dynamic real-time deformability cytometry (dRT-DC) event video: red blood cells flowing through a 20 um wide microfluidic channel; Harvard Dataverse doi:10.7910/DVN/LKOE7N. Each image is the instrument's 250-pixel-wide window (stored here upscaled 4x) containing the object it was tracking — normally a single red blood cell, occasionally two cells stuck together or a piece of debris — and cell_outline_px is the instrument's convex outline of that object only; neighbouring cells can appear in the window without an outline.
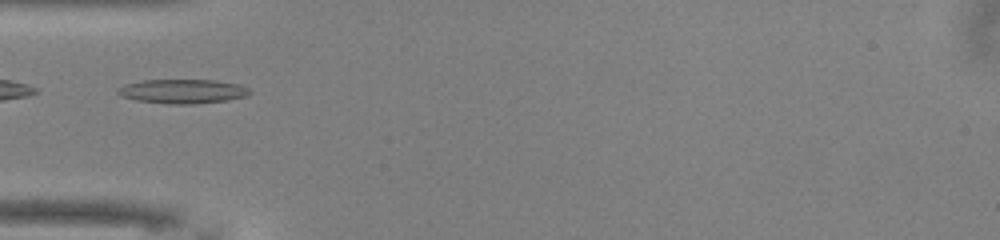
{"species": "common noctule bat (a hibernating species)", "species_latin": "Nyctalus noctula", "temperature_condition": "warm", "stored_images_in_passage": 21, "camera_frame_rate_fps": 3000, "um_per_image_px": 0.085, "animal": {"sex": "male", "body_mass_g": 13.0, "forearm_length_mm": 53.1}, "frame": {"image": 1, "passage_image": 1, "time_ms": 0.0, "image_size_px": [1000, 240], "cell_outline_px": [[252, 92], [248, 96], [228, 100], [192, 104], [168, 104], [136, 100], [120, 96], [116, 92], [116, 88], [124, 84], [144, 80], [216, 80], [240, 84], [248, 88]], "centroid_in_image_um": [15.52, 7.76], "position_along_channel_um": 69.5, "area_um2": 18.84}}